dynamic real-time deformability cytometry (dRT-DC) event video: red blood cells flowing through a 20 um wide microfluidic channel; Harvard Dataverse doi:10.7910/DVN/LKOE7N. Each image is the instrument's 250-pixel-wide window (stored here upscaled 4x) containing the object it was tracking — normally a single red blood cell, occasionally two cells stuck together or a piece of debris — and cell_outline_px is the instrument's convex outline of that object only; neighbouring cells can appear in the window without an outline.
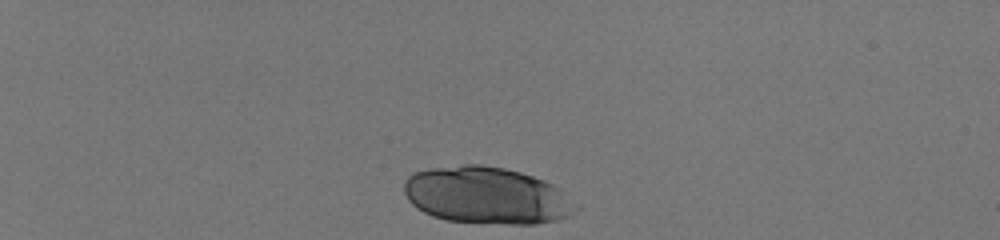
{"species": "human", "species_latin": "Homo sapiens", "temperature_condition": "room temperature", "stored_images_in_passage": 37, "camera_frame_rate_fps": 3000, "um_per_image_px": 0.085, "donor": {"sex": "male"}, "frame": {"image": 1, "passage_image": 1, "time_ms": 0.0, "image_size_px": [1000, 240], "cell_outline_px": [[572, 212], [568, 216], [556, 220], [536, 224], [508, 224], [448, 220], [432, 216], [416, 208], [408, 200], [404, 192], [404, 180], [412, 172], [432, 168], [464, 164], [480, 164], [504, 168], [520, 172], [544, 180], [560, 188]], "centroid_in_image_um": [41.24, 16.6], "position_along_channel_um": 43.8, "area_um2": 56.24}}